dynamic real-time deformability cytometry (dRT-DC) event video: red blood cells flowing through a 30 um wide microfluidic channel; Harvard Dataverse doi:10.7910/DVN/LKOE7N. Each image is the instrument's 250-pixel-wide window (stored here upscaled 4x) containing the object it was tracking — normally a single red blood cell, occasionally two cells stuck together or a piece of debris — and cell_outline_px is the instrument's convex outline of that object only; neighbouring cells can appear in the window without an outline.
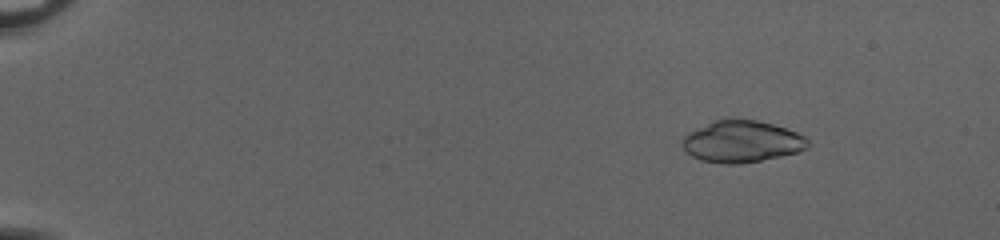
{"species": "common noctule bat (a hibernating species)", "species_latin": "Nyctalus noctula", "temperature_condition": "cold", "stored_images_in_passage": 53, "camera_frame_rate_fps": 3000, "um_per_image_px": 0.085, "animal": {"sex": "female", "body_mass_g": 20.0, "forearm_length_mm": 54.0}, "frame": {"image": 1, "passage_image": 8, "time_ms": 2.333, "image_size_px": [1000, 240], "cell_outline_px": [[808, 148], [796, 152], [780, 156], [740, 164], [724, 164], [700, 160], [692, 156], [680, 144], [680, 140], [688, 132], [712, 120], [724, 116], [756, 120], [772, 124], [796, 132], [804, 136], [808, 140]], "centroid_in_image_um": [62.99, 12.0], "position_along_channel_um": 22.0, "area_um2": 30.98}}
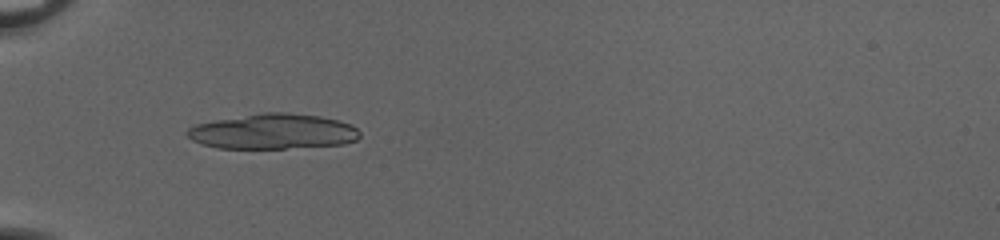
{"frame": {"image": 2, "passage_image": 20, "time_ms": 6.333, "image_size_px": [1000, 240], "cell_outline_px": [[360, 136], [356, 140], [344, 144], [284, 148], [216, 148], [192, 140], [184, 132], [188, 128], [196, 124], [216, 120], [264, 112], [288, 112], [320, 116], [352, 124], [360, 132]], "centroid_in_image_um": [23.22, 11.17], "position_along_channel_um": 61.8, "area_um2": 35.32}}